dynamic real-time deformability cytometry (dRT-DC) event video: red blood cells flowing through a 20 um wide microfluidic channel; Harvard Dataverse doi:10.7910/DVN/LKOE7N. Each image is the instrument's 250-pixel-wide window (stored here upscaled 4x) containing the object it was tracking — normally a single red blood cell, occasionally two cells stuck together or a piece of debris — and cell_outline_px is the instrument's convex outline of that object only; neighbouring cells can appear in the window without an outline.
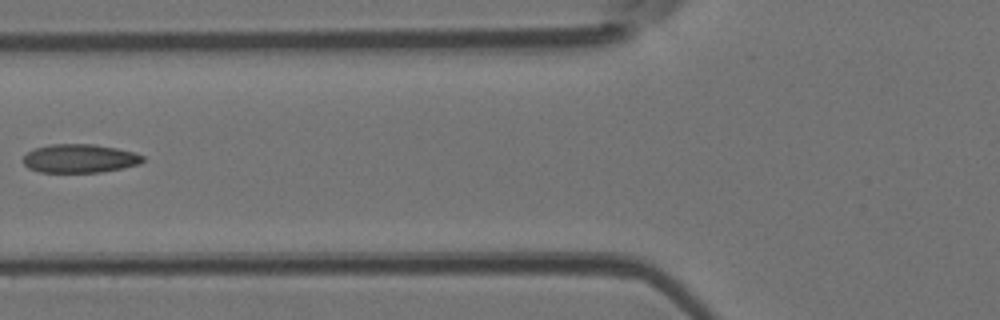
{"species": "Egyptian fruit bat (a non-hibernating species)", "species_latin": "Rousettus aegyptiacus", "temperature_condition": "room temperature", "stored_images_in_passage": 4, "camera_frame_rate_fps": 3000, "um_per_image_px": 0.085, "animal": {"sex": "female"}, "frame": {"image": 1, "passage_image": 4, "time_ms": 1.0, "image_size_px": [1000, 320], "cell_outline_px": [[144, 160], [140, 164], [100, 172], [40, 172], [28, 168], [24, 164], [24, 156], [28, 152], [36, 148], [52, 144], [92, 144], [116, 148], [132, 152], [144, 156]], "centroid_in_image_um": [6.77, 13.47], "position_along_channel_um": 119.0, "area_um2": 19.71}}